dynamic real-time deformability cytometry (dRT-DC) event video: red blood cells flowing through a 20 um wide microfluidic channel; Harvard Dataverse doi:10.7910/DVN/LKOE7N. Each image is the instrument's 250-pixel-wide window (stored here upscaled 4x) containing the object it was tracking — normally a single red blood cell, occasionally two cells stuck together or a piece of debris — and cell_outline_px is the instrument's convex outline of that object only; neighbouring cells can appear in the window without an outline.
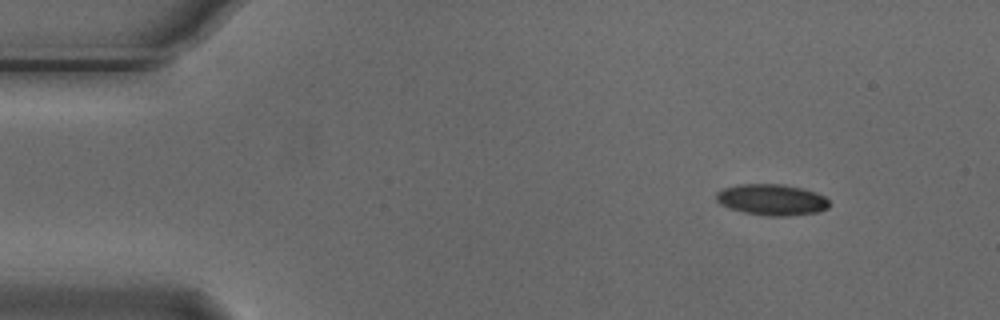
{"species": "Egyptian fruit bat (a non-hibernating species)", "species_latin": "Rousettus aegyptiacus", "temperature_condition": "cold", "stored_images_in_passage": 8, "camera_frame_rate_fps": 3000, "um_per_image_px": 0.085, "animal": {"sex": "male"}, "frame": {"image": 1, "passage_image": 1, "time_ms": 0.0, "image_size_px": [1000, 320], "cell_outline_px": [[828, 208], [816, 212], [788, 216], [768, 216], [744, 212], [720, 204], [716, 200], [716, 192], [724, 188], [740, 184], [784, 184], [800, 188], [824, 196], [828, 200]], "centroid_in_image_um": [65.58, 16.97], "position_along_channel_um": 19.4, "area_um2": 20.23}}
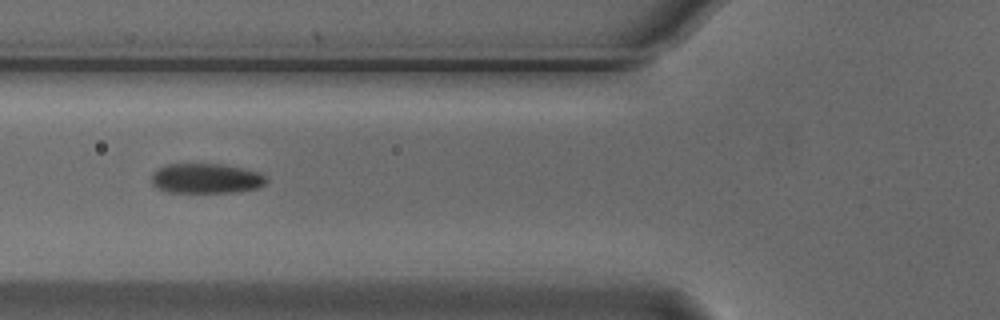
{"frame": {"image": 2, "passage_image": 5, "time_ms": 1.333, "image_size_px": [1000, 320], "cell_outline_px": [[268, 180], [260, 188], [236, 192], [168, 192], [156, 188], [152, 184], [152, 172], [156, 168], [168, 164], [224, 164], [244, 168], [260, 172]], "centroid_in_image_um": [17.52, 15.16], "position_along_channel_um": 108.3, "area_um2": 20.29}}
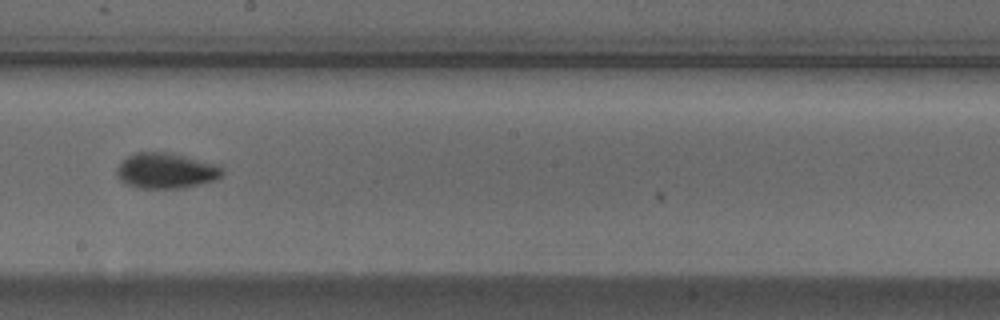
{"frame": {"image": 3, "passage_image": 8, "time_ms": 2.333, "image_size_px": [1000, 320], "cell_outline_px": [[224, 172], [220, 176], [212, 180], [200, 184], [184, 188], [140, 188], [124, 184], [116, 176], [116, 168], [128, 156], [136, 152], [172, 152], [216, 164], [224, 168]], "centroid_in_image_um": [14.09, 14.51], "position_along_channel_um": 234.1, "area_um2": 21.96}}